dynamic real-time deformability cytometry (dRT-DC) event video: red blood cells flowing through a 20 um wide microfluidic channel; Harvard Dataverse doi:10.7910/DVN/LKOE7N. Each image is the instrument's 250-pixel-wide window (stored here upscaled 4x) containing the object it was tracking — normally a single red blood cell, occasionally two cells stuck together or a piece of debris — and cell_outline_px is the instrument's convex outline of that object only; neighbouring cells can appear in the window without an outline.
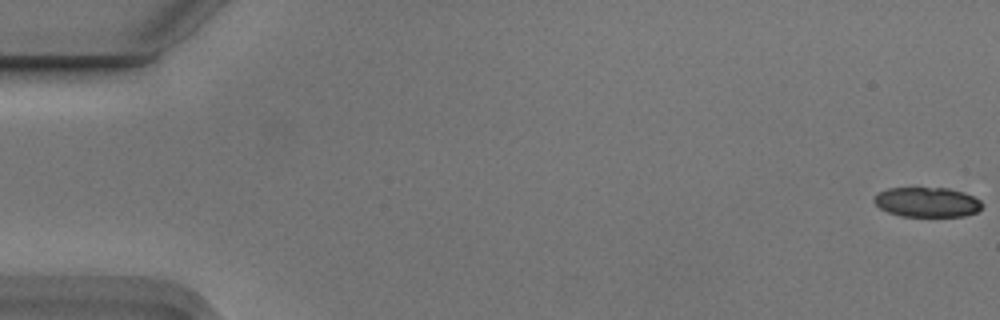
{"species": "Egyptian fruit bat (a non-hibernating species)", "species_latin": "Rousettus aegyptiacus", "temperature_condition": "cold", "stored_images_in_passage": 5, "camera_frame_rate_fps": 3000, "um_per_image_px": 0.085, "animal": {"sex": "male"}, "frame": {"image": 1, "passage_image": 1, "time_ms": 0.0, "image_size_px": [1000, 320], "cell_outline_px": [[984, 204], [976, 212], [964, 216], [900, 216], [888, 212], [880, 208], [872, 200], [876, 192], [888, 188], [948, 188], [964, 192], [980, 200]], "centroid_in_image_um": [78.77, 17.17], "position_along_channel_um": 6.2, "area_um2": 18.84}}
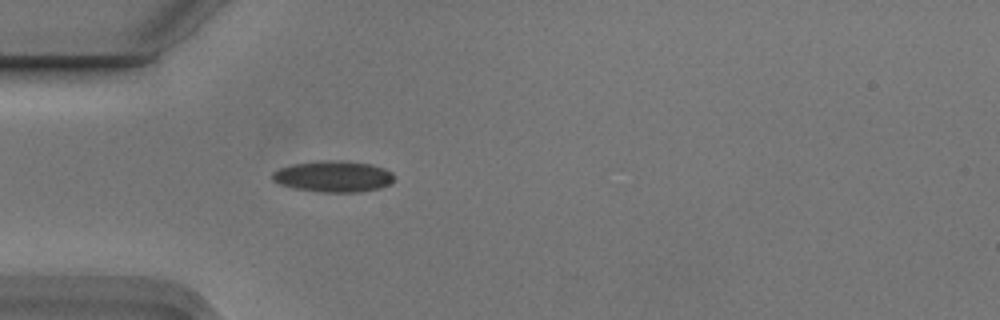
{"frame": {"image": 2, "passage_image": 5, "time_ms": 1.333, "image_size_px": [1000, 320], "cell_outline_px": [[392, 184], [380, 188], [360, 192], [320, 192], [292, 188], [280, 184], [272, 180], [272, 172], [280, 168], [292, 164], [324, 160], [344, 160], [372, 164], [384, 168], [392, 172]], "centroid_in_image_um": [28.33, 14.99], "position_along_channel_um": 56.7, "area_um2": 22.37}}